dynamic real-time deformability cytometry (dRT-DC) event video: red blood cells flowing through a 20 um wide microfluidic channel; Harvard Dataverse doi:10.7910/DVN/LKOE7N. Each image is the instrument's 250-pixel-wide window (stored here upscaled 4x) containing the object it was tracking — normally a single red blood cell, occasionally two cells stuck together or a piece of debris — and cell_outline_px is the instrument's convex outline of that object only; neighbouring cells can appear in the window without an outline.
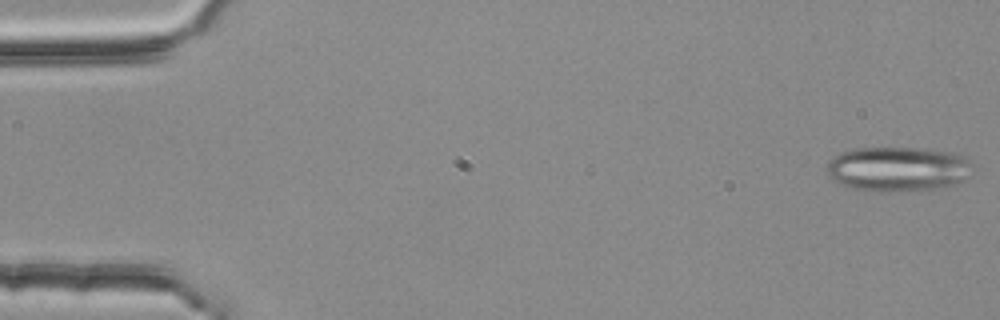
{"species": "common noctule bat (a hibernating species)", "species_latin": "Nyctalus noctula", "temperature_condition": "room temperature", "stored_images_in_passage": 53, "segment_of_instrument_passage": [1, 2], "camera_frame_rate_fps": 3000, "um_per_image_px": 0.085, "animal": {"sex": "female", "body_mass_g": 25.1}, "frame": {"image": 1, "passage_image": 1, "time_ms": 0.0, "image_size_px": [1000, 320], "cell_outline_px": [[968, 176], [964, 180], [956, 184], [920, 192], [880, 192], [852, 188], [840, 184], [832, 180], [828, 176], [828, 160], [840, 152], [856, 148], [928, 148], [952, 152], [968, 160]], "centroid_in_image_um": [76.28, 14.38], "position_along_channel_um": 8.7, "area_um2": 38.38}}